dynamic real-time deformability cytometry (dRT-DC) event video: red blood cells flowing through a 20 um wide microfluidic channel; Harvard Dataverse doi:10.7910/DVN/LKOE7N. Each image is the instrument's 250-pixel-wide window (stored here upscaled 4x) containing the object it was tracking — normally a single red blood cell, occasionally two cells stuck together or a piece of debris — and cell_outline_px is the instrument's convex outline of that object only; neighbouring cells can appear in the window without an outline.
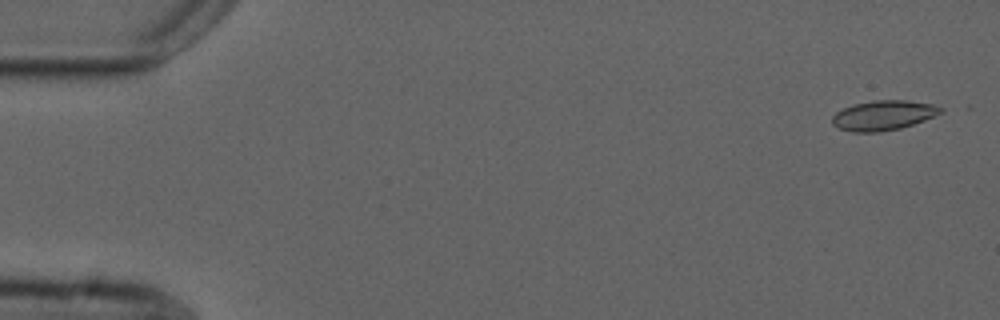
{"species": "common noctule bat (a hibernating species)", "species_latin": "Nyctalus noctula", "temperature_condition": "cold", "stored_images_in_passage": 39, "camera_frame_rate_fps": 3000, "um_per_image_px": 0.085, "animal": {"sex": "male", "forearm_length_mm": 52.5}, "frame": {"image": 1, "passage_image": 2, "time_ms": 0.333, "image_size_px": [1000, 320], "cell_outline_px": [[944, 112], [924, 120], [900, 128], [880, 132], [852, 132], [840, 128], [832, 124], [832, 116], [836, 112], [852, 104], [872, 100], [904, 100], [932, 104], [944, 108]], "centroid_in_image_um": [75.08, 9.8], "position_along_channel_um": 9.9, "area_um2": 18.84}}
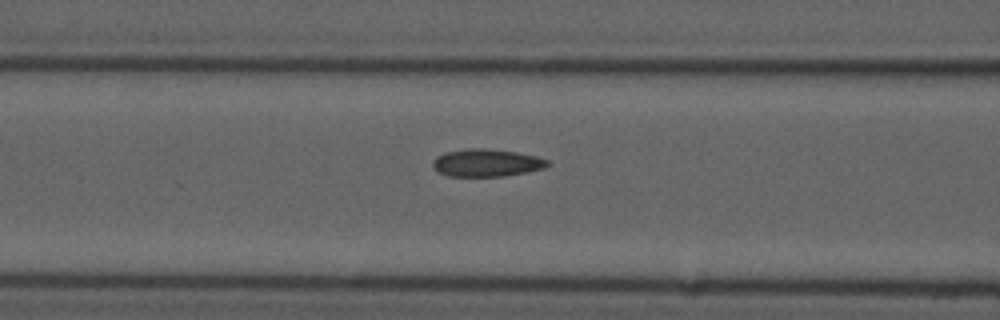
{"frame": {"image": 2, "passage_image": 22, "time_ms": 7.0, "image_size_px": [1000, 320], "cell_outline_px": [[548, 164], [544, 168], [504, 176], [448, 176], [432, 168], [432, 160], [436, 156], [444, 152], [468, 148], [484, 148], [516, 152], [536, 156], [548, 160]], "centroid_in_image_um": [41.3, 13.83], "position_along_channel_um": 125.3, "area_um2": 18.38}}
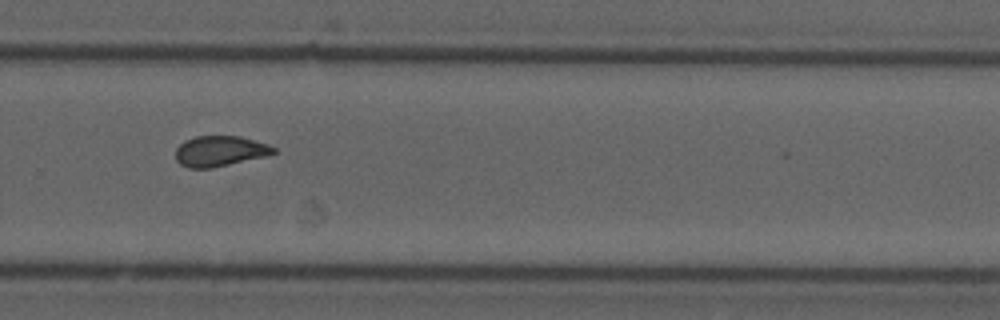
{"frame": {"image": 3, "passage_image": 37, "time_ms": 12.0, "image_size_px": [1000, 320], "cell_outline_px": [[276, 152], [268, 156], [212, 168], [188, 168], [180, 164], [176, 160], [176, 148], [184, 140], [196, 136], [240, 136], [268, 144], [276, 148]], "centroid_in_image_um": [18.7, 12.85], "position_along_channel_um": 311.1, "area_um2": 17.57}}